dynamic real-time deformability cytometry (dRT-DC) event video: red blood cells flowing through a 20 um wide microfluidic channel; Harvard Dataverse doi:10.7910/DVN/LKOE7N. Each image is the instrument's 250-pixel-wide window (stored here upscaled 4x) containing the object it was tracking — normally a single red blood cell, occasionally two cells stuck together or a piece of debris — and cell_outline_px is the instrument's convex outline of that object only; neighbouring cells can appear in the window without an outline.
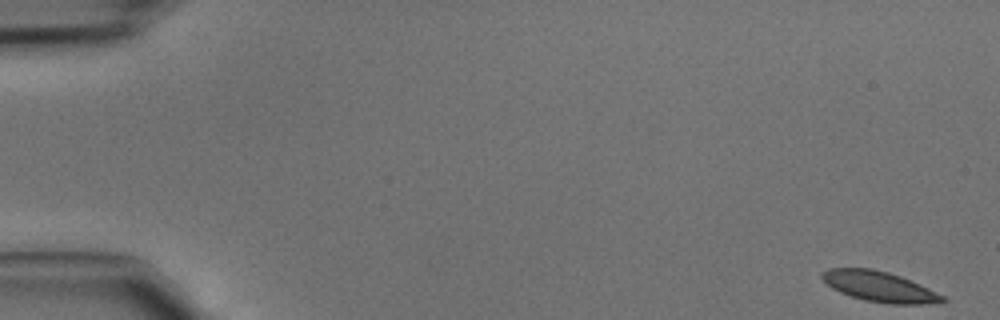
{"species": "common noctule bat (a hibernating species)", "species_latin": "Nyctalus noctula", "temperature_condition": "cold", "stored_images_in_passage": 46, "camera_frame_rate_fps": 3000, "um_per_image_px": 0.085, "animal": {"sex": "male", "body_mass_g": 15.6}, "frame": {"image": 1, "passage_image": 1, "time_ms": 0.0, "image_size_px": [1000, 320], "cell_outline_px": [[948, 300], [920, 304], [888, 304], [864, 300], [840, 292], [832, 288], [820, 276], [820, 272], [828, 268], [872, 268], [888, 272], [900, 276], [928, 288], [944, 296]], "centroid_in_image_um": [74.7, 24.35], "position_along_channel_um": 10.3, "area_um2": 21.1}}
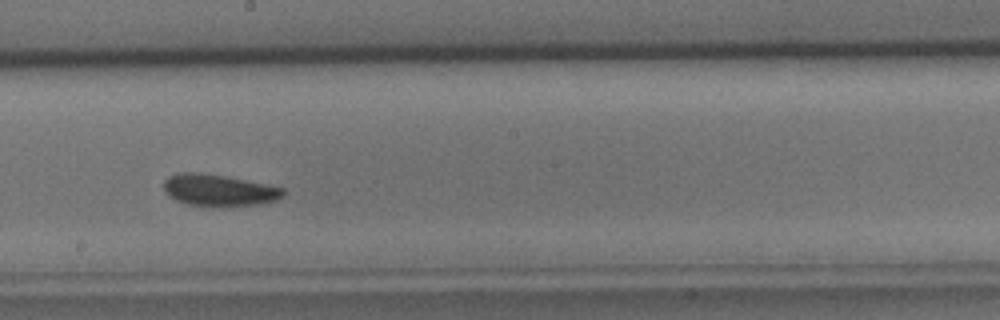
{"frame": {"image": 2, "passage_image": 26, "time_ms": 8.333, "image_size_px": [1000, 320], "cell_outline_px": [[284, 196], [276, 200], [256, 204], [212, 208], [188, 204], [176, 200], [168, 196], [164, 188], [164, 180], [168, 176], [176, 172], [200, 172], [224, 176], [284, 188]], "centroid_in_image_um": [18.55, 16.18], "position_along_channel_um": 229.7, "area_um2": 22.25}}
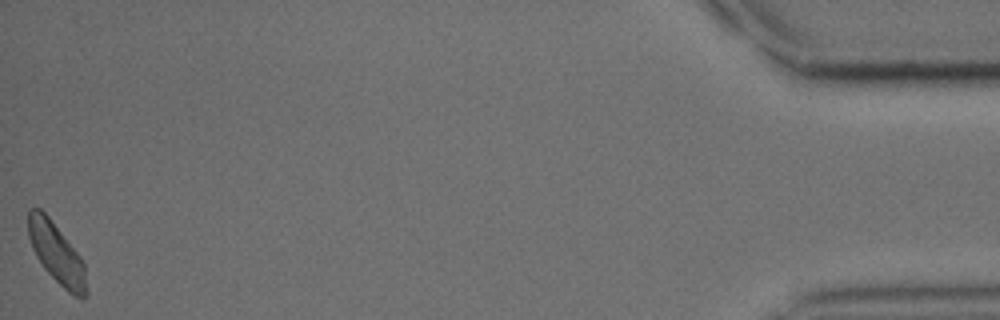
{"frame": {"image": 3, "passage_image": 46, "time_ms": 15.0, "image_size_px": [1000, 320], "cell_outline_px": [[88, 292], [84, 300], [80, 300], [68, 292], [44, 268], [36, 256], [32, 248], [28, 236], [28, 208], [40, 208], [48, 216], [80, 256], [84, 264]], "centroid_in_image_um": [4.82, 21.57], "position_along_channel_um": 430.4, "area_um2": 20.46}}